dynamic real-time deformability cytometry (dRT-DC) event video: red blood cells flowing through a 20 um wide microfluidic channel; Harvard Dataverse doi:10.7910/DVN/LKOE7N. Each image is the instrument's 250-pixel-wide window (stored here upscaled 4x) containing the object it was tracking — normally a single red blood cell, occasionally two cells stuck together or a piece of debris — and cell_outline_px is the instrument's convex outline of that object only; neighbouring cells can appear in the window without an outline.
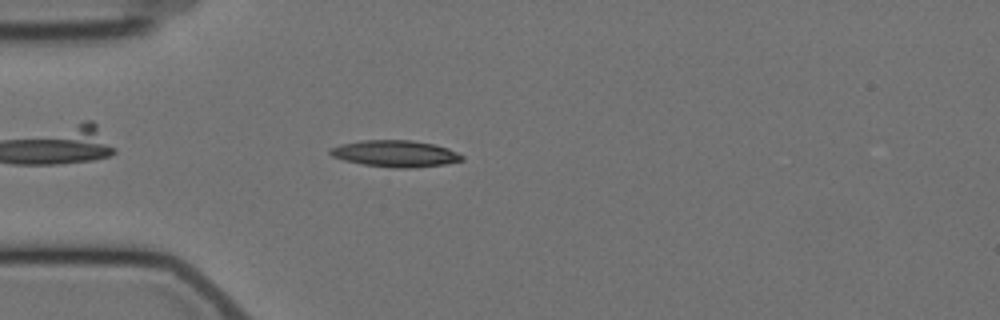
{"species": "Egyptian fruit bat (a non-hibernating species)", "species_latin": "Rousettus aegyptiacus", "temperature_condition": "cold", "stored_images_in_passage": 30, "camera_frame_rate_fps": 3000, "um_per_image_px": 0.085, "animal": {"sex": "female"}, "frame": {"image": 1, "passage_image": 5, "time_ms": 1.333, "image_size_px": [1000, 320], "cell_outline_px": [[464, 160], [444, 164], [416, 168], [396, 168], [364, 164], [344, 160], [332, 156], [328, 152], [328, 148], [340, 144], [360, 140], [412, 140], [432, 144], [448, 148], [464, 156]], "centroid_in_image_um": [33.58, 13.05], "position_along_channel_um": 51.4, "area_um2": 20.46}}
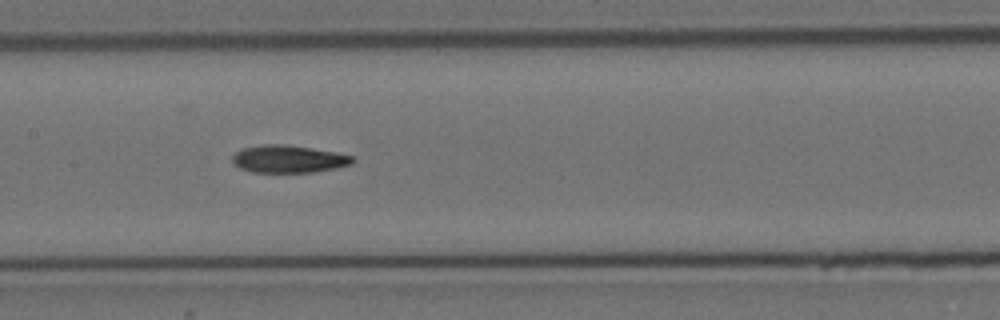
{"frame": {"image": 2, "passage_image": 17, "time_ms": 5.333, "image_size_px": [1000, 320], "cell_outline_px": [[356, 160], [352, 164], [336, 168], [312, 172], [252, 172], [240, 168], [232, 160], [232, 156], [240, 148], [264, 144], [280, 144], [336, 152], [356, 156]], "centroid_in_image_um": [24.55, 13.51], "position_along_channel_um": 182.8, "area_um2": 19.25}}
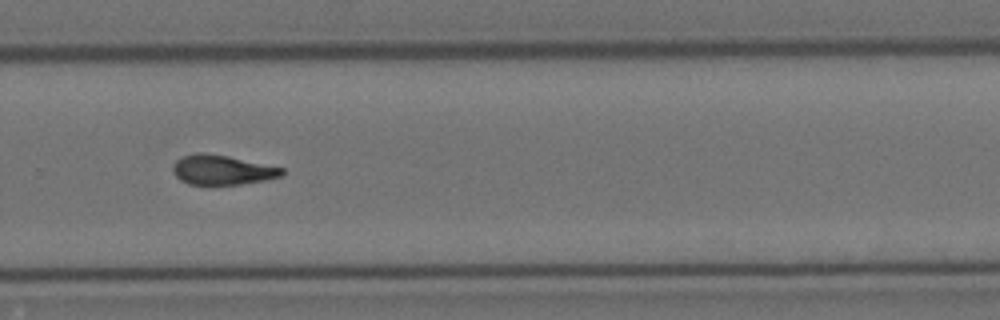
{"frame": {"image": 3, "passage_image": 28, "time_ms": 9.0, "image_size_px": [1000, 320], "cell_outline_px": [[284, 172], [280, 176], [264, 180], [240, 184], [208, 188], [188, 184], [180, 180], [176, 176], [172, 168], [176, 160], [184, 156], [196, 152], [200, 152], [228, 156], [284, 168]], "centroid_in_image_um": [18.83, 14.49], "position_along_channel_um": 311.0, "area_um2": 19.36}}